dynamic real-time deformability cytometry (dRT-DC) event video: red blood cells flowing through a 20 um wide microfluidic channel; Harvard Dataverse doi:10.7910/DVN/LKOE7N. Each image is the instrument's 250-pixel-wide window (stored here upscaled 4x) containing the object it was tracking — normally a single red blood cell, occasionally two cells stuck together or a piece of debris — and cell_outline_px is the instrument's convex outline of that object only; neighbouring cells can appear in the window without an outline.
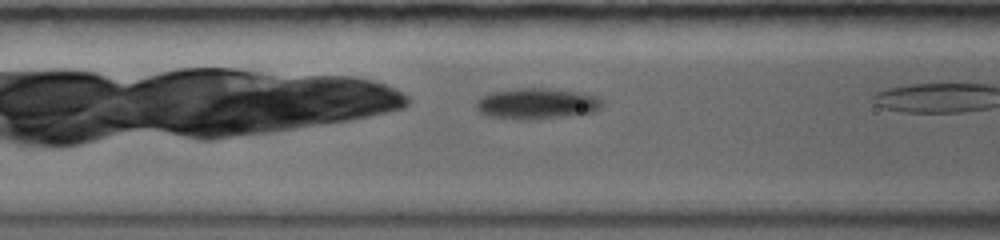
{"species": "common noctule bat (a hibernating species)", "species_latin": "Nyctalus noctula", "temperature_condition": "warm", "stored_images_in_passage": 34, "camera_frame_rate_fps": 5000, "um_per_image_px": 0.085, "animal": {"sex": "female", "body_mass_g": 19.0, "forearm_length_mm": 56.7}, "frame": {"image": 1, "passage_image": 11, "time_ms": 2.4, "image_size_px": [1000, 240], "cell_outline_px": [[604, 104], [600, 108], [592, 112], [568, 116], [524, 120], [516, 120], [488, 116], [480, 112], [476, 108], [476, 100], [480, 96], [492, 92], [512, 88], [552, 88], [576, 92], [596, 96], [604, 100]], "centroid_in_image_um": [45.6, 8.8], "position_along_channel_um": 121.0, "area_um2": 23.0}}
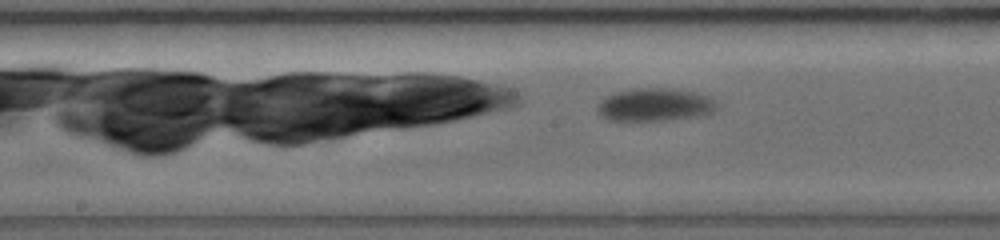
{"frame": {"image": 2, "passage_image": 20, "time_ms": 4.4, "image_size_px": [1000, 240], "cell_outline_px": [[716, 108], [712, 112], [696, 116], [672, 120], [608, 120], [600, 116], [596, 112], [596, 104], [600, 100], [616, 92], [632, 88], [672, 88], [692, 92], [708, 96], [716, 100]], "centroid_in_image_um": [55.61, 8.9], "position_along_channel_um": 192.6, "area_um2": 23.0}}
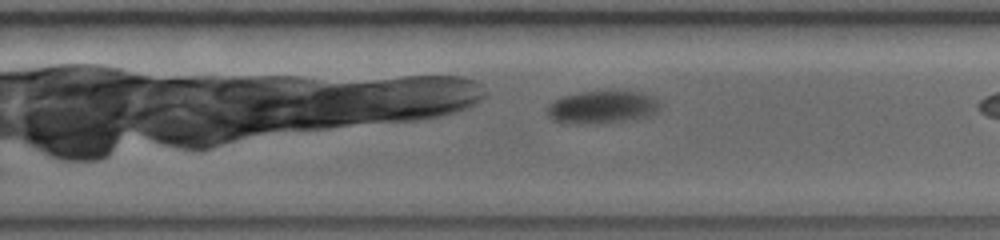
{"frame": {"image": 3, "passage_image": 30, "time_ms": 6.8, "image_size_px": [1000, 240], "cell_outline_px": [[660, 108], [656, 112], [648, 116], [624, 120], [592, 124], [564, 124], [552, 120], [548, 116], [548, 104], [564, 96], [580, 92], [644, 92], [652, 96], [660, 104]], "centroid_in_image_um": [51.15, 9.13], "position_along_channel_um": 278.6, "area_um2": 21.33}}